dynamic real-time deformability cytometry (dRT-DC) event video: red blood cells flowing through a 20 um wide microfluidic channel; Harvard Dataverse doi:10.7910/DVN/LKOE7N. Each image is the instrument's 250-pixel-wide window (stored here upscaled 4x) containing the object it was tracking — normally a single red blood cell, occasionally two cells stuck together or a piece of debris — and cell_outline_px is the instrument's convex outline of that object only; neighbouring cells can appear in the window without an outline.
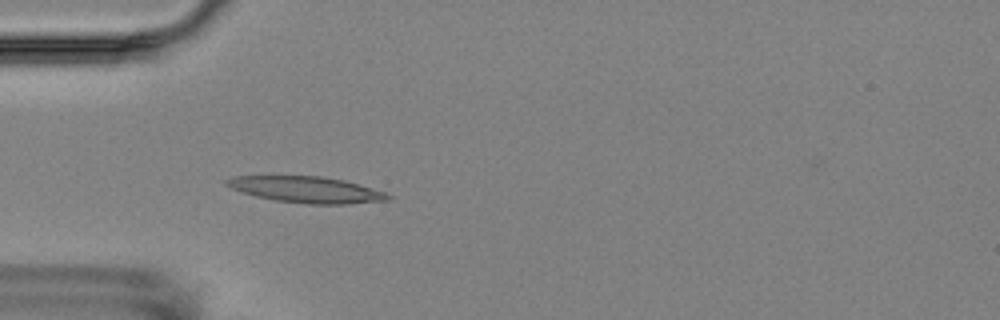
{"species": "Egyptian fruit bat (a non-hibernating species)", "species_latin": "Rousettus aegyptiacus", "temperature_condition": "room temperature", "stored_images_in_passage": 2, "camera_frame_rate_fps": 3000, "um_per_image_px": 0.085, "animal": {"sex": "female"}, "frame": {"image": 1, "passage_image": 2, "time_ms": 1.333, "image_size_px": [1000, 320], "cell_outline_px": [[392, 200], [348, 204], [308, 204], [276, 200], [256, 196], [232, 188], [224, 184], [224, 180], [232, 176], [320, 176], [344, 180], [372, 188], [384, 192], [392, 196]], "centroid_in_image_um": [26.07, 16.12], "position_along_channel_um": 58.9, "area_um2": 24.57}}